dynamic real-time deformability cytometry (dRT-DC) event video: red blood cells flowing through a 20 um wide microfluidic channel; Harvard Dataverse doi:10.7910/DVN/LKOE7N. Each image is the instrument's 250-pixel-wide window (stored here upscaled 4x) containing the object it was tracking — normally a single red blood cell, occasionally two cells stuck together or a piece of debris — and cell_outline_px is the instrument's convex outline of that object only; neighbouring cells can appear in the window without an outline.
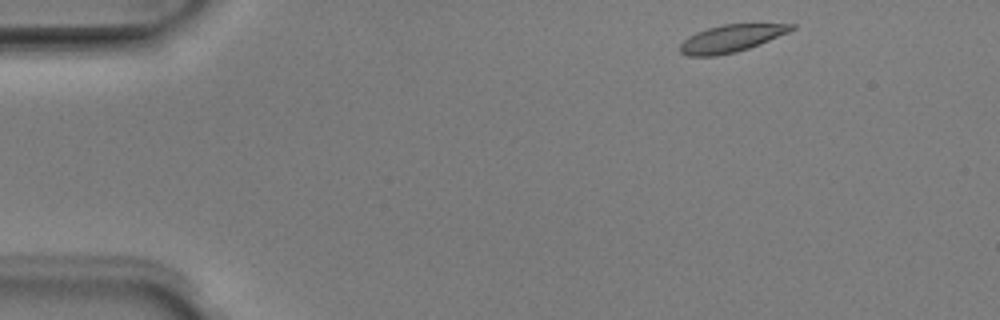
{"species": "Egyptian fruit bat (a non-hibernating species)", "species_latin": "Rousettus aegyptiacus", "temperature_condition": "room temperature", "stored_images_in_passage": 45, "camera_frame_rate_fps": 3000, "um_per_image_px": 0.085, "animal": {"sex": "male"}, "frame": {"image": 1, "passage_image": 1, "time_ms": 0.0, "image_size_px": [1000, 320], "cell_outline_px": [[796, 28], [788, 32], [748, 48], [736, 52], [716, 56], [688, 56], [680, 52], [680, 44], [688, 36], [696, 32], [708, 28], [724, 24], [796, 24]], "centroid_in_image_um": [62.11, 3.27], "position_along_channel_um": 22.9, "area_um2": 17.51}}
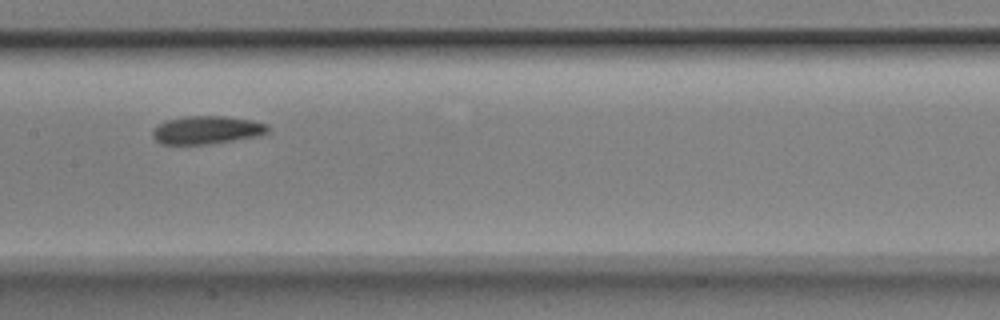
{"frame": {"image": 2, "passage_image": 20, "time_ms": 6.333, "image_size_px": [1000, 320], "cell_outline_px": [[268, 132], [260, 136], [208, 144], [160, 144], [152, 136], [152, 132], [164, 120], [184, 116], [224, 116], [252, 120], [268, 124]], "centroid_in_image_um": [17.59, 11.04], "position_along_channel_um": 189.8, "area_um2": 18.9}}
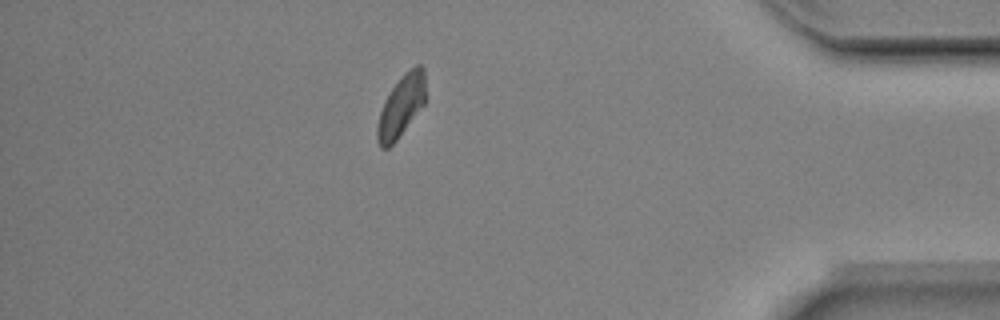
{"frame": {"image": 3, "passage_image": 39, "time_ms": 12.667, "image_size_px": [1000, 320], "cell_outline_px": [[424, 104], [396, 140], [388, 148], [380, 148], [376, 140], [376, 128], [380, 112], [384, 100], [392, 88], [404, 72], [416, 64], [420, 64], [424, 68]], "centroid_in_image_um": [34.07, 9.02], "position_along_channel_um": 401.1, "area_um2": 17.17}, "authors_computed_cell_mechanics": {"area_um2": 18.4382, "velocity_mm_per_s": 3.9403, "shape_relaxation_time_tau1_ms": 2.3643, "shape_relaxation_time_tau2_ms": 2.0374, "deformation_change_tau1": 0.097, "deformation_change_tau2": 0.0638}}